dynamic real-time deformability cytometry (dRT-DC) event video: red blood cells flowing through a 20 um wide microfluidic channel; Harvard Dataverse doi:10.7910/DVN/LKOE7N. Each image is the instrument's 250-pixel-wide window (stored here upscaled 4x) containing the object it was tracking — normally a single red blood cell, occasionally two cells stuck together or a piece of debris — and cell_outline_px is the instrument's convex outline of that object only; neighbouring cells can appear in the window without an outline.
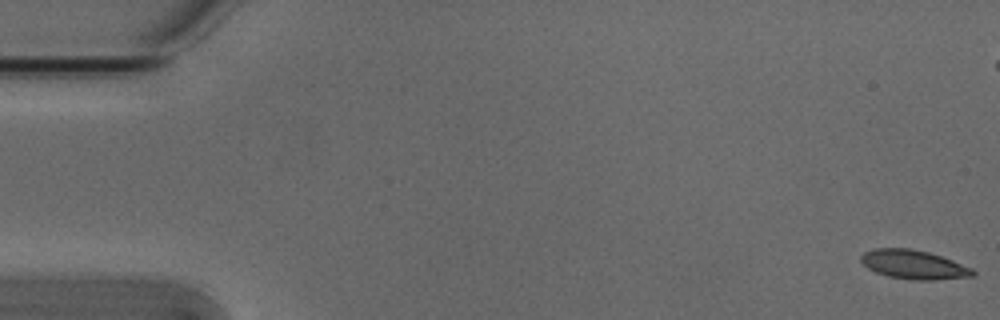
{"species": "Egyptian fruit bat (a non-hibernating species)", "species_latin": "Rousettus aegyptiacus", "temperature_condition": "cold", "stored_images_in_passage": 55, "camera_frame_rate_fps": 3000, "um_per_image_px": 0.085, "animal": {"sex": "male"}, "frame": {"image": 1, "passage_image": 1, "time_ms": 0.0, "image_size_px": [1000, 320], "cell_outline_px": [[976, 272], [972, 276], [932, 280], [916, 280], [888, 276], [876, 272], [868, 268], [860, 260], [860, 256], [864, 252], [876, 248], [912, 248], [928, 252], [952, 260], [972, 268]], "centroid_in_image_um": [77.65, 22.48], "position_along_channel_um": 7.4, "area_um2": 18.73}}
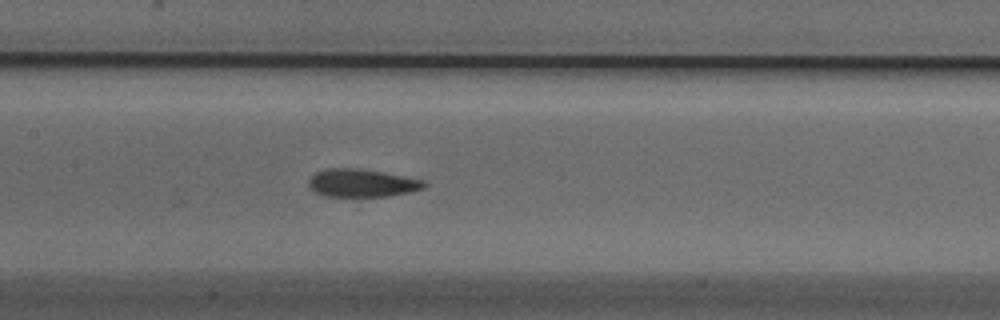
{"frame": {"image": 2, "passage_image": 26, "time_ms": 8.333, "image_size_px": [1000, 320], "cell_outline_px": [[428, 184], [424, 188], [412, 192], [388, 196], [324, 196], [316, 192], [308, 184], [308, 180], [316, 172], [328, 168], [356, 168], [384, 172], [424, 180]], "centroid_in_image_um": [30.8, 15.55], "position_along_channel_um": 176.6, "area_um2": 18.79}}
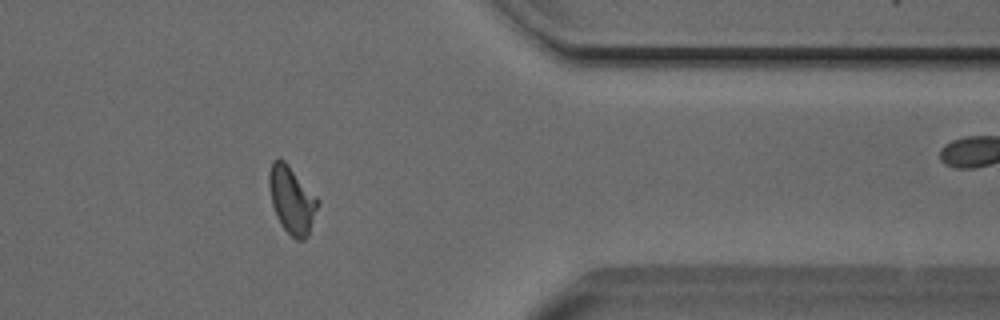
{"frame": {"image": 3, "passage_image": 44, "time_ms": 14.333, "image_size_px": [1000, 320], "cell_outline_px": [[320, 204], [308, 236], [304, 240], [296, 240], [280, 224], [276, 216], [272, 204], [268, 184], [268, 172], [272, 160], [280, 156], [288, 164], [320, 200]], "centroid_in_image_um": [24.8, 16.97], "position_along_channel_um": 386.6, "area_um2": 19.42}, "authors_computed_cell_mechanics": {"area_um2": 18.7272, "velocity_mm_per_s": 3.8055, "shape_relaxation_time_tau1_ms": 6.6101, "shape_relaxation_time_tau2_ms": null, "deformation_change_tau1": 0.1473, "deformation_change_tau2": null}}